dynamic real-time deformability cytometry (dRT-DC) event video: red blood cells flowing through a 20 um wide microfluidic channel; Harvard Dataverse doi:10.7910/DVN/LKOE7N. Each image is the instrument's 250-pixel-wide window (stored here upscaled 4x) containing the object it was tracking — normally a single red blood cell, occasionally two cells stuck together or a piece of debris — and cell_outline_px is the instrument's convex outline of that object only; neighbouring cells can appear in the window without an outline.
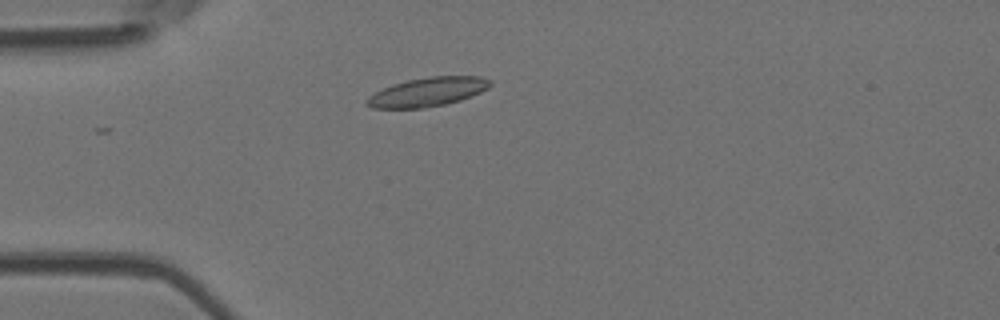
{"species": "Egyptian fruit bat (a non-hibernating species)", "species_latin": "Rousettus aegyptiacus", "temperature_condition": "room temperature", "stored_images_in_passage": 13, "camera_frame_rate_fps": 3000, "um_per_image_px": 0.085, "animal": {"sex": "female"}, "frame": {"image": 1, "passage_image": 5, "time_ms": 1.333, "image_size_px": [1000, 320], "cell_outline_px": [[492, 84], [488, 88], [480, 92], [460, 100], [444, 104], [424, 108], [372, 108], [364, 104], [364, 100], [368, 96], [392, 84], [408, 80], [432, 76], [480, 76], [492, 80]], "centroid_in_image_um": [36.33, 7.81], "position_along_channel_um": 48.7, "area_um2": 20.81}}
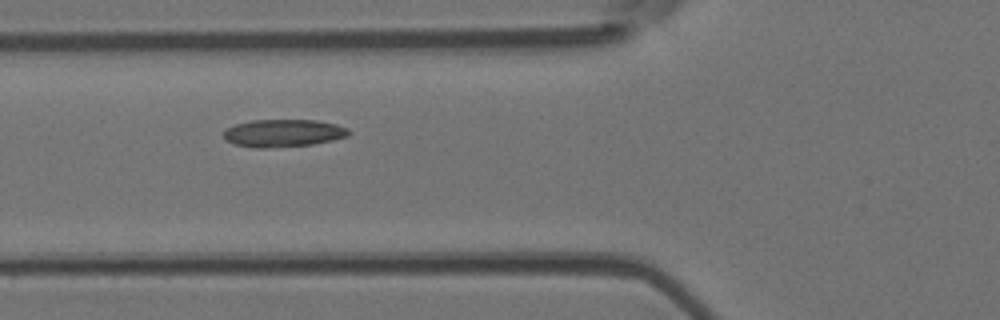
{"frame": {"image": 2, "passage_image": 10, "time_ms": 3.0, "image_size_px": [1000, 320], "cell_outline_px": [[352, 132], [348, 136], [332, 140], [312, 144], [268, 148], [256, 148], [236, 144], [224, 140], [224, 132], [228, 128], [236, 124], [252, 120], [316, 120], [336, 124], [348, 128]], "centroid_in_image_um": [24.1, 11.31], "position_along_channel_um": 101.7, "area_um2": 20.06}}
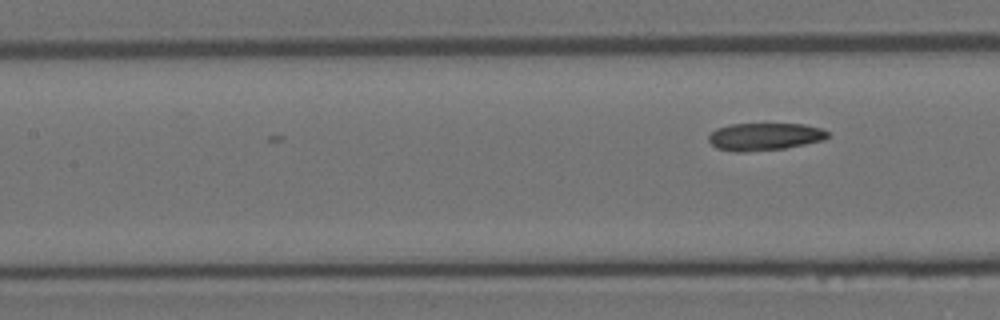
{"frame": {"image": 3, "passage_image": 13, "time_ms": 4.0, "image_size_px": [1000, 320], "cell_outline_px": [[828, 136], [824, 140], [784, 148], [744, 152], [732, 152], [716, 148], [708, 140], [708, 136], [716, 128], [728, 124], [804, 124], [820, 128], [828, 132]], "centroid_in_image_um": [64.95, 11.61], "position_along_channel_um": 142.5, "area_um2": 19.07}}